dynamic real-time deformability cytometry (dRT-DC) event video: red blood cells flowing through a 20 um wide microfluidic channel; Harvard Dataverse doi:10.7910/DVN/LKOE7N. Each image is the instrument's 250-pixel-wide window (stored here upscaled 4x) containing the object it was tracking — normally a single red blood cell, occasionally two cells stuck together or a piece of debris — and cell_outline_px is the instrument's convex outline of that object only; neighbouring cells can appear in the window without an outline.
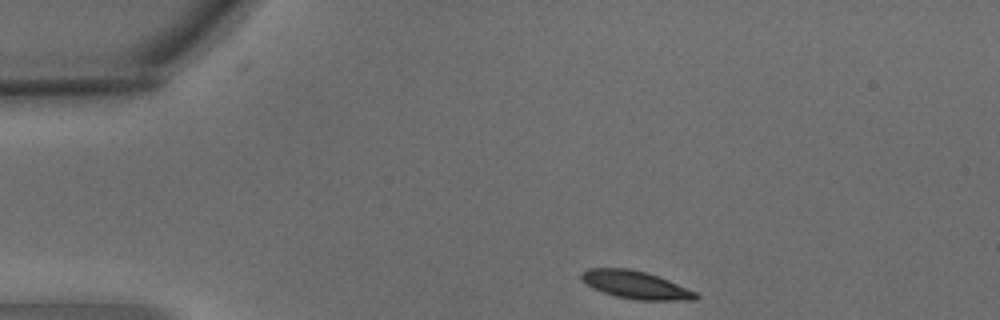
{"species": "common noctule bat (a hibernating species)", "species_latin": "Nyctalus noctula", "temperature_condition": "warm", "stored_images_in_passage": 2, "camera_frame_rate_fps": 3000, "um_per_image_px": 0.085, "animal": {"sex": "male", "body_mass_g": 15.6}, "frame": {"image": 1, "passage_image": 1, "time_ms": 0.0, "image_size_px": [1000, 320], "cell_outline_px": [[700, 296], [696, 300], [636, 300], [616, 296], [592, 288], [580, 276], [580, 272], [588, 268], [628, 268], [644, 272], [668, 280], [696, 292]], "centroid_in_image_um": [54.03, 24.21], "position_along_channel_um": 31.0, "area_um2": 18.32}}